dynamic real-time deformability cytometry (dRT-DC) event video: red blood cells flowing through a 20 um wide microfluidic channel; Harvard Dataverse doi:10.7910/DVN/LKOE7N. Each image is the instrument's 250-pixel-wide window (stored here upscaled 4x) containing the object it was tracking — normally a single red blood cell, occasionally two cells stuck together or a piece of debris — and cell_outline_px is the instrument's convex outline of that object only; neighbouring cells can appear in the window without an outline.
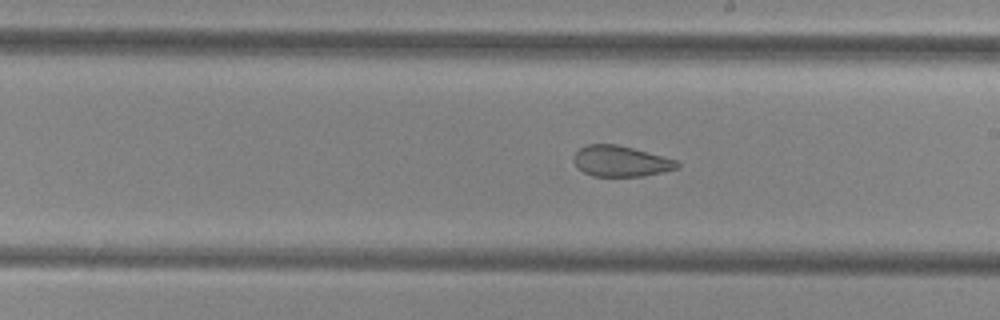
{"species": "common noctule bat (a hibernating species)", "species_latin": "Nyctalus noctula", "temperature_condition": "cold", "stored_images_in_passage": 40, "camera_frame_rate_fps": 3000, "um_per_image_px": 0.085, "animal": {"sex": "female", "body_mass_g": 29.2, "forearm_length_mm": 56.3}, "frame": {"image": 1, "passage_image": 29, "time_ms": 9.333, "image_size_px": [1000, 320], "cell_outline_px": [[680, 168], [664, 172], [644, 176], [592, 176], [576, 168], [572, 160], [572, 156], [580, 148], [588, 144], [616, 144], [632, 148], [676, 160], [680, 164]], "centroid_in_image_um": [52.73, 13.71], "position_along_channel_um": 236.3, "area_um2": 18.67}}